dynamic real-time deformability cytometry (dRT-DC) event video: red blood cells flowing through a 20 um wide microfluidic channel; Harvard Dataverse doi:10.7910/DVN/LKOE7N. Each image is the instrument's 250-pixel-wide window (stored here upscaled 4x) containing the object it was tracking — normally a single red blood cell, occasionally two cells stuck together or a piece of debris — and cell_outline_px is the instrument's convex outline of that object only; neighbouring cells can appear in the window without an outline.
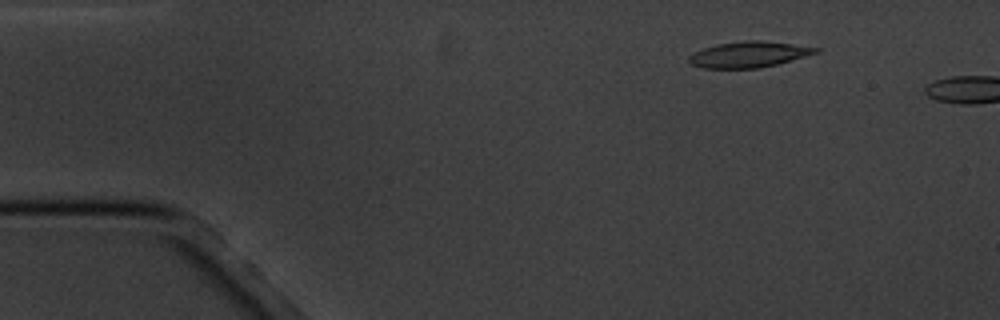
{"species": "common noctule bat (a hibernating species)", "species_latin": "Nyctalus noctula", "temperature_condition": "cold", "stored_images_in_passage": 3, "camera_frame_rate_fps": 3000, "um_per_image_px": 0.085, "animal": {"sex": "male", "body_mass_g": 20.1, "forearm_length_mm": 53.5}, "frame": {"image": 1, "passage_image": 2, "time_ms": 1.0, "image_size_px": [1000, 320], "cell_outline_px": [[820, 52], [776, 64], [760, 68], [704, 68], [692, 64], [688, 60], [688, 56], [692, 52], [716, 44], [744, 40], [760, 40], [792, 44], [820, 48]], "centroid_in_image_um": [63.62, 4.62], "position_along_channel_um": 21.4, "area_um2": 19.07}}